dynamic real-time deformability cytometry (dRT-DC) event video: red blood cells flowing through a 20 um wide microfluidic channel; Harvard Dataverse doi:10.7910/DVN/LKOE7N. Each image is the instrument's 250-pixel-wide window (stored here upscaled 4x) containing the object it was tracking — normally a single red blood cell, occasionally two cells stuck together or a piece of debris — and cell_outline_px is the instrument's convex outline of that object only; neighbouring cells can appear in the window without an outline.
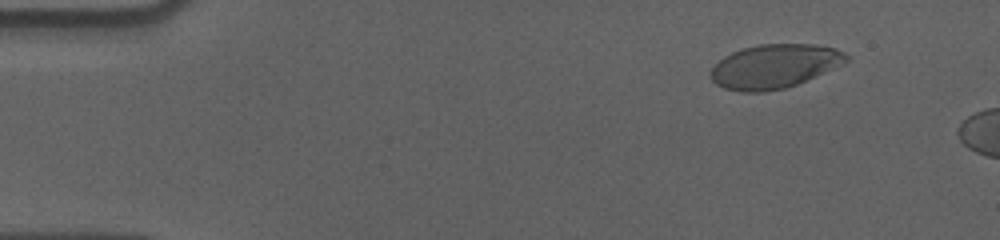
{"species": "human", "species_latin": "Homo sapiens", "temperature_condition": "cold", "stored_images_in_passage": 9, "camera_frame_rate_fps": 3000, "um_per_image_px": 0.085, "donor": {"sex": "male"}, "frame": {"image": 1, "passage_image": 3, "time_ms": 0.667, "image_size_px": [1000, 240], "cell_outline_px": [[848, 60], [796, 84], [784, 88], [764, 92], [740, 92], [724, 88], [716, 84], [708, 76], [708, 72], [724, 56], [732, 52], [756, 44], [812, 44], [836, 48], [844, 52], [848, 56]], "centroid_in_image_um": [65.74, 5.63], "position_along_channel_um": 19.3, "area_um2": 34.39}}